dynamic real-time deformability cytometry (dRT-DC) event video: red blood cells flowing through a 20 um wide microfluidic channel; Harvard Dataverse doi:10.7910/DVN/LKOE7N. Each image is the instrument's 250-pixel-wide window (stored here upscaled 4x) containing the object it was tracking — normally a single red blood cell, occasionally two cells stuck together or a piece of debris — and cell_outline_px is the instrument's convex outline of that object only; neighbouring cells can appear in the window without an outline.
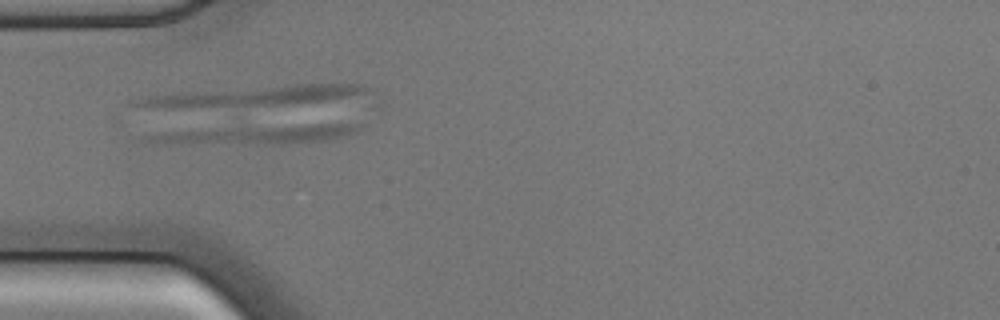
{"species": "common noctule bat (a hibernating species)", "species_latin": "Nyctalus noctula", "temperature_condition": "cold", "stored_images_in_passage": 36, "camera_frame_rate_fps": 3000, "um_per_image_px": 0.085, "animal": {"sex": "male", "body_mass_g": 17.9, "forearm_length_mm": 54.2}, "frame": {"image": 1, "passage_image": 2, "time_ms": 0.333, "image_size_px": [1000, 320], "cell_outline_px": [[364, 124], [356, 132], [324, 140], [288, 144], [156, 144], [140, 140], [144, 136], [180, 132], [360, 120], [364, 120]], "centroid_in_image_um": [22.17, 11.42], "position_along_channel_um": 62.8, "area_um2": 23.35}}
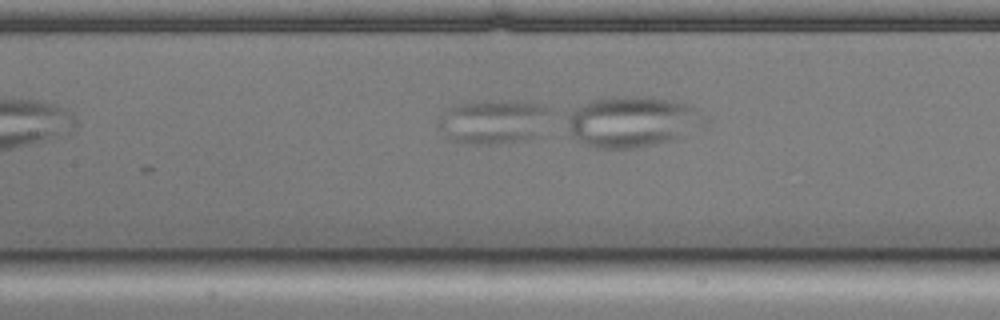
{"frame": {"image": 2, "passage_image": 10, "time_ms": 3.0, "image_size_px": [1000, 320], "cell_outline_px": [[552, 108], [536, 136], [528, 140], [488, 144], [476, 144], [452, 140], [436, 124], [436, 120], [448, 108], [460, 104], [508, 100], [540, 104]], "centroid_in_image_um": [41.93, 10.34], "position_along_channel_um": 165.5, "area_um2": 28.26}}
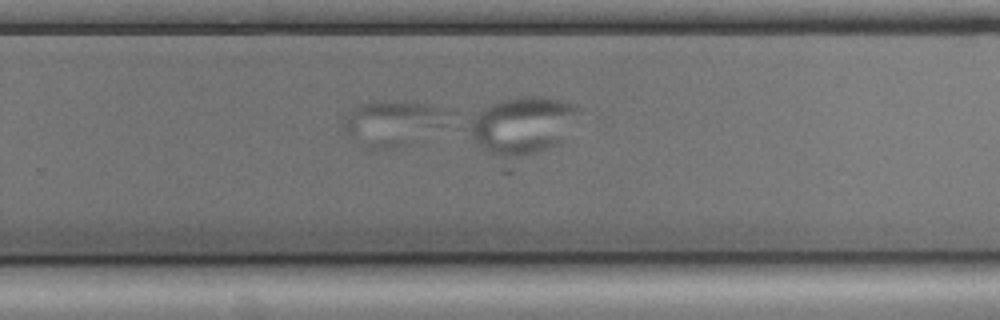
{"frame": {"image": 3, "passage_image": 21, "time_ms": 6.667, "image_size_px": [1000, 320], "cell_outline_px": [[444, 124], [404, 144], [388, 148], [364, 148], [356, 144], [344, 132], [344, 120], [348, 112], [352, 108], [360, 104], [376, 100], [428, 104], [440, 108]], "centroid_in_image_um": [33.17, 10.45], "position_along_channel_um": 296.6, "area_um2": 26.36}}